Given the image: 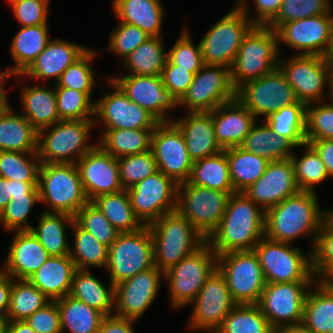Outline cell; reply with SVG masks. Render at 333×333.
<instances>
[{"instance_id": "cell-1", "label": "cell", "mask_w": 333, "mask_h": 333, "mask_svg": "<svg viewBox=\"0 0 333 333\" xmlns=\"http://www.w3.org/2000/svg\"><path fill=\"white\" fill-rule=\"evenodd\" d=\"M316 192L300 191L265 212V237L276 242L291 243L309 236L312 245L323 222L333 210H322Z\"/></svg>"}, {"instance_id": "cell-2", "label": "cell", "mask_w": 333, "mask_h": 333, "mask_svg": "<svg viewBox=\"0 0 333 333\" xmlns=\"http://www.w3.org/2000/svg\"><path fill=\"white\" fill-rule=\"evenodd\" d=\"M265 237V211L243 192L231 194L217 229L207 243L216 255L253 250Z\"/></svg>"}, {"instance_id": "cell-3", "label": "cell", "mask_w": 333, "mask_h": 333, "mask_svg": "<svg viewBox=\"0 0 333 333\" xmlns=\"http://www.w3.org/2000/svg\"><path fill=\"white\" fill-rule=\"evenodd\" d=\"M154 265L163 273L202 247L207 239L177 210L148 225Z\"/></svg>"}, {"instance_id": "cell-4", "label": "cell", "mask_w": 333, "mask_h": 333, "mask_svg": "<svg viewBox=\"0 0 333 333\" xmlns=\"http://www.w3.org/2000/svg\"><path fill=\"white\" fill-rule=\"evenodd\" d=\"M241 1L216 22L199 42L203 63L231 69L245 36L255 26Z\"/></svg>"}, {"instance_id": "cell-5", "label": "cell", "mask_w": 333, "mask_h": 333, "mask_svg": "<svg viewBox=\"0 0 333 333\" xmlns=\"http://www.w3.org/2000/svg\"><path fill=\"white\" fill-rule=\"evenodd\" d=\"M278 34L268 26L255 25L245 36L230 69L235 89L278 68Z\"/></svg>"}, {"instance_id": "cell-6", "label": "cell", "mask_w": 333, "mask_h": 333, "mask_svg": "<svg viewBox=\"0 0 333 333\" xmlns=\"http://www.w3.org/2000/svg\"><path fill=\"white\" fill-rule=\"evenodd\" d=\"M38 189L40 202L49 205V213L73 217L88 202L79 170L73 163H41Z\"/></svg>"}, {"instance_id": "cell-7", "label": "cell", "mask_w": 333, "mask_h": 333, "mask_svg": "<svg viewBox=\"0 0 333 333\" xmlns=\"http://www.w3.org/2000/svg\"><path fill=\"white\" fill-rule=\"evenodd\" d=\"M95 124L94 120H60L39 130L37 153L41 163L76 164L98 144L87 142Z\"/></svg>"}, {"instance_id": "cell-8", "label": "cell", "mask_w": 333, "mask_h": 333, "mask_svg": "<svg viewBox=\"0 0 333 333\" xmlns=\"http://www.w3.org/2000/svg\"><path fill=\"white\" fill-rule=\"evenodd\" d=\"M266 283L316 282L311 252L263 237L254 247Z\"/></svg>"}, {"instance_id": "cell-9", "label": "cell", "mask_w": 333, "mask_h": 333, "mask_svg": "<svg viewBox=\"0 0 333 333\" xmlns=\"http://www.w3.org/2000/svg\"><path fill=\"white\" fill-rule=\"evenodd\" d=\"M217 268V255L206 242L193 254L183 258L164 272L169 285L172 309L190 305L207 278Z\"/></svg>"}, {"instance_id": "cell-10", "label": "cell", "mask_w": 333, "mask_h": 333, "mask_svg": "<svg viewBox=\"0 0 333 333\" xmlns=\"http://www.w3.org/2000/svg\"><path fill=\"white\" fill-rule=\"evenodd\" d=\"M153 266V240L148 225L135 232L119 233L108 247L105 270L114 286Z\"/></svg>"}, {"instance_id": "cell-11", "label": "cell", "mask_w": 333, "mask_h": 333, "mask_svg": "<svg viewBox=\"0 0 333 333\" xmlns=\"http://www.w3.org/2000/svg\"><path fill=\"white\" fill-rule=\"evenodd\" d=\"M233 193L184 182L178 184L177 211L208 239L219 226Z\"/></svg>"}, {"instance_id": "cell-12", "label": "cell", "mask_w": 333, "mask_h": 333, "mask_svg": "<svg viewBox=\"0 0 333 333\" xmlns=\"http://www.w3.org/2000/svg\"><path fill=\"white\" fill-rule=\"evenodd\" d=\"M217 268L237 304H258L266 281L253 250L229 252L217 256Z\"/></svg>"}, {"instance_id": "cell-13", "label": "cell", "mask_w": 333, "mask_h": 333, "mask_svg": "<svg viewBox=\"0 0 333 333\" xmlns=\"http://www.w3.org/2000/svg\"><path fill=\"white\" fill-rule=\"evenodd\" d=\"M279 58L278 67L294 89L299 102L305 105L321 102L325 85L328 86L330 98L331 66L327 57L296 54L286 62Z\"/></svg>"}, {"instance_id": "cell-14", "label": "cell", "mask_w": 333, "mask_h": 333, "mask_svg": "<svg viewBox=\"0 0 333 333\" xmlns=\"http://www.w3.org/2000/svg\"><path fill=\"white\" fill-rule=\"evenodd\" d=\"M236 98L256 117L266 119L283 107L296 104L298 99L285 75L278 68L243 83L236 89Z\"/></svg>"}, {"instance_id": "cell-15", "label": "cell", "mask_w": 333, "mask_h": 333, "mask_svg": "<svg viewBox=\"0 0 333 333\" xmlns=\"http://www.w3.org/2000/svg\"><path fill=\"white\" fill-rule=\"evenodd\" d=\"M235 98L236 89L231 82L230 68L204 64L194 75L179 106H186L189 112H211Z\"/></svg>"}, {"instance_id": "cell-16", "label": "cell", "mask_w": 333, "mask_h": 333, "mask_svg": "<svg viewBox=\"0 0 333 333\" xmlns=\"http://www.w3.org/2000/svg\"><path fill=\"white\" fill-rule=\"evenodd\" d=\"M127 192L135 215L144 225L177 210L178 184L159 170Z\"/></svg>"}, {"instance_id": "cell-17", "label": "cell", "mask_w": 333, "mask_h": 333, "mask_svg": "<svg viewBox=\"0 0 333 333\" xmlns=\"http://www.w3.org/2000/svg\"><path fill=\"white\" fill-rule=\"evenodd\" d=\"M314 284L315 282L266 283L257 305L274 330L302 323L308 290Z\"/></svg>"}, {"instance_id": "cell-18", "label": "cell", "mask_w": 333, "mask_h": 333, "mask_svg": "<svg viewBox=\"0 0 333 333\" xmlns=\"http://www.w3.org/2000/svg\"><path fill=\"white\" fill-rule=\"evenodd\" d=\"M193 304L189 328L208 333L222 325L225 317L237 305L227 287L224 275L216 268L207 278Z\"/></svg>"}, {"instance_id": "cell-19", "label": "cell", "mask_w": 333, "mask_h": 333, "mask_svg": "<svg viewBox=\"0 0 333 333\" xmlns=\"http://www.w3.org/2000/svg\"><path fill=\"white\" fill-rule=\"evenodd\" d=\"M151 150L157 168L177 184L187 182L194 164L184 137L172 122H159L151 136Z\"/></svg>"}, {"instance_id": "cell-20", "label": "cell", "mask_w": 333, "mask_h": 333, "mask_svg": "<svg viewBox=\"0 0 333 333\" xmlns=\"http://www.w3.org/2000/svg\"><path fill=\"white\" fill-rule=\"evenodd\" d=\"M107 79L110 87L115 90L94 102V115L97 117L94 116V121L100 118L104 123V130L155 129L159 121L146 109L133 103L109 77Z\"/></svg>"}, {"instance_id": "cell-21", "label": "cell", "mask_w": 333, "mask_h": 333, "mask_svg": "<svg viewBox=\"0 0 333 333\" xmlns=\"http://www.w3.org/2000/svg\"><path fill=\"white\" fill-rule=\"evenodd\" d=\"M332 10L314 17L289 21L276 32L278 43H285L298 55L326 57L331 43Z\"/></svg>"}, {"instance_id": "cell-22", "label": "cell", "mask_w": 333, "mask_h": 333, "mask_svg": "<svg viewBox=\"0 0 333 333\" xmlns=\"http://www.w3.org/2000/svg\"><path fill=\"white\" fill-rule=\"evenodd\" d=\"M162 275L154 265L115 285L114 315L139 320L157 297Z\"/></svg>"}, {"instance_id": "cell-23", "label": "cell", "mask_w": 333, "mask_h": 333, "mask_svg": "<svg viewBox=\"0 0 333 333\" xmlns=\"http://www.w3.org/2000/svg\"><path fill=\"white\" fill-rule=\"evenodd\" d=\"M110 79L116 83L126 96L142 108L146 109L159 122H169L166 111L179 106L172 93L165 89L161 76L124 75L113 76Z\"/></svg>"}, {"instance_id": "cell-24", "label": "cell", "mask_w": 333, "mask_h": 333, "mask_svg": "<svg viewBox=\"0 0 333 333\" xmlns=\"http://www.w3.org/2000/svg\"><path fill=\"white\" fill-rule=\"evenodd\" d=\"M301 190L295 179L291 158L270 161L263 176L243 193L263 211L278 205Z\"/></svg>"}, {"instance_id": "cell-25", "label": "cell", "mask_w": 333, "mask_h": 333, "mask_svg": "<svg viewBox=\"0 0 333 333\" xmlns=\"http://www.w3.org/2000/svg\"><path fill=\"white\" fill-rule=\"evenodd\" d=\"M76 165L88 201L124 190L117 158L105 152L98 144L80 158Z\"/></svg>"}, {"instance_id": "cell-26", "label": "cell", "mask_w": 333, "mask_h": 333, "mask_svg": "<svg viewBox=\"0 0 333 333\" xmlns=\"http://www.w3.org/2000/svg\"><path fill=\"white\" fill-rule=\"evenodd\" d=\"M212 119L216 141L223 150L240 147L258 120L237 98L215 108Z\"/></svg>"}, {"instance_id": "cell-27", "label": "cell", "mask_w": 333, "mask_h": 333, "mask_svg": "<svg viewBox=\"0 0 333 333\" xmlns=\"http://www.w3.org/2000/svg\"><path fill=\"white\" fill-rule=\"evenodd\" d=\"M49 256L31 231H14L7 259L1 270L13 279H28Z\"/></svg>"}, {"instance_id": "cell-28", "label": "cell", "mask_w": 333, "mask_h": 333, "mask_svg": "<svg viewBox=\"0 0 333 333\" xmlns=\"http://www.w3.org/2000/svg\"><path fill=\"white\" fill-rule=\"evenodd\" d=\"M87 49L63 39L50 40L31 65L22 74L15 76L32 77L44 82L48 78H54L56 83L61 74Z\"/></svg>"}, {"instance_id": "cell-29", "label": "cell", "mask_w": 333, "mask_h": 333, "mask_svg": "<svg viewBox=\"0 0 333 333\" xmlns=\"http://www.w3.org/2000/svg\"><path fill=\"white\" fill-rule=\"evenodd\" d=\"M186 118L172 122L182 133L193 162L222 152L216 141L211 112H189Z\"/></svg>"}, {"instance_id": "cell-30", "label": "cell", "mask_w": 333, "mask_h": 333, "mask_svg": "<svg viewBox=\"0 0 333 333\" xmlns=\"http://www.w3.org/2000/svg\"><path fill=\"white\" fill-rule=\"evenodd\" d=\"M76 270L70 255L49 256L28 280L51 301H55L70 293Z\"/></svg>"}, {"instance_id": "cell-31", "label": "cell", "mask_w": 333, "mask_h": 333, "mask_svg": "<svg viewBox=\"0 0 333 333\" xmlns=\"http://www.w3.org/2000/svg\"><path fill=\"white\" fill-rule=\"evenodd\" d=\"M38 130L9 105L0 109V151L36 153Z\"/></svg>"}, {"instance_id": "cell-32", "label": "cell", "mask_w": 333, "mask_h": 333, "mask_svg": "<svg viewBox=\"0 0 333 333\" xmlns=\"http://www.w3.org/2000/svg\"><path fill=\"white\" fill-rule=\"evenodd\" d=\"M160 0H113L119 22L137 26L150 37H160L165 14Z\"/></svg>"}, {"instance_id": "cell-33", "label": "cell", "mask_w": 333, "mask_h": 333, "mask_svg": "<svg viewBox=\"0 0 333 333\" xmlns=\"http://www.w3.org/2000/svg\"><path fill=\"white\" fill-rule=\"evenodd\" d=\"M20 102L22 115L39 131L60 121L57 111L55 84L46 86H23Z\"/></svg>"}, {"instance_id": "cell-34", "label": "cell", "mask_w": 333, "mask_h": 333, "mask_svg": "<svg viewBox=\"0 0 333 333\" xmlns=\"http://www.w3.org/2000/svg\"><path fill=\"white\" fill-rule=\"evenodd\" d=\"M49 37L47 24L21 27L10 42V53L15 66L7 68L9 74H22L46 48L51 40Z\"/></svg>"}, {"instance_id": "cell-35", "label": "cell", "mask_w": 333, "mask_h": 333, "mask_svg": "<svg viewBox=\"0 0 333 333\" xmlns=\"http://www.w3.org/2000/svg\"><path fill=\"white\" fill-rule=\"evenodd\" d=\"M69 295L95 308L105 316L114 314L115 286L111 282L108 287L105 286L90 273V269L76 270Z\"/></svg>"}, {"instance_id": "cell-36", "label": "cell", "mask_w": 333, "mask_h": 333, "mask_svg": "<svg viewBox=\"0 0 333 333\" xmlns=\"http://www.w3.org/2000/svg\"><path fill=\"white\" fill-rule=\"evenodd\" d=\"M314 285L305 300L302 323L312 333H329L333 330V288L318 280Z\"/></svg>"}, {"instance_id": "cell-37", "label": "cell", "mask_w": 333, "mask_h": 333, "mask_svg": "<svg viewBox=\"0 0 333 333\" xmlns=\"http://www.w3.org/2000/svg\"><path fill=\"white\" fill-rule=\"evenodd\" d=\"M73 216L63 213H41L38 226L30 231L42 244L50 256H65L70 253V244L66 237V224L72 225Z\"/></svg>"}, {"instance_id": "cell-38", "label": "cell", "mask_w": 333, "mask_h": 333, "mask_svg": "<svg viewBox=\"0 0 333 333\" xmlns=\"http://www.w3.org/2000/svg\"><path fill=\"white\" fill-rule=\"evenodd\" d=\"M60 313L62 333H97L105 315L70 296L55 300Z\"/></svg>"}, {"instance_id": "cell-39", "label": "cell", "mask_w": 333, "mask_h": 333, "mask_svg": "<svg viewBox=\"0 0 333 333\" xmlns=\"http://www.w3.org/2000/svg\"><path fill=\"white\" fill-rule=\"evenodd\" d=\"M189 184L224 192H235L233 189L226 152L202 158L194 162Z\"/></svg>"}, {"instance_id": "cell-40", "label": "cell", "mask_w": 333, "mask_h": 333, "mask_svg": "<svg viewBox=\"0 0 333 333\" xmlns=\"http://www.w3.org/2000/svg\"><path fill=\"white\" fill-rule=\"evenodd\" d=\"M240 147L269 161L291 158L295 148L285 137L272 131L265 120L263 125H257L255 122Z\"/></svg>"}, {"instance_id": "cell-41", "label": "cell", "mask_w": 333, "mask_h": 333, "mask_svg": "<svg viewBox=\"0 0 333 333\" xmlns=\"http://www.w3.org/2000/svg\"><path fill=\"white\" fill-rule=\"evenodd\" d=\"M228 158L230 177L235 192H243L259 180L270 161L241 147L224 149Z\"/></svg>"}, {"instance_id": "cell-42", "label": "cell", "mask_w": 333, "mask_h": 333, "mask_svg": "<svg viewBox=\"0 0 333 333\" xmlns=\"http://www.w3.org/2000/svg\"><path fill=\"white\" fill-rule=\"evenodd\" d=\"M154 129L103 130L99 146L115 158L141 154L151 150Z\"/></svg>"}, {"instance_id": "cell-43", "label": "cell", "mask_w": 333, "mask_h": 333, "mask_svg": "<svg viewBox=\"0 0 333 333\" xmlns=\"http://www.w3.org/2000/svg\"><path fill=\"white\" fill-rule=\"evenodd\" d=\"M120 232H135L145 225L135 215L127 190L104 194L91 201Z\"/></svg>"}, {"instance_id": "cell-44", "label": "cell", "mask_w": 333, "mask_h": 333, "mask_svg": "<svg viewBox=\"0 0 333 333\" xmlns=\"http://www.w3.org/2000/svg\"><path fill=\"white\" fill-rule=\"evenodd\" d=\"M162 37H149L123 60L130 75L158 76L166 64L168 52H165Z\"/></svg>"}, {"instance_id": "cell-45", "label": "cell", "mask_w": 333, "mask_h": 333, "mask_svg": "<svg viewBox=\"0 0 333 333\" xmlns=\"http://www.w3.org/2000/svg\"><path fill=\"white\" fill-rule=\"evenodd\" d=\"M51 300L28 279H13L7 321H24Z\"/></svg>"}, {"instance_id": "cell-46", "label": "cell", "mask_w": 333, "mask_h": 333, "mask_svg": "<svg viewBox=\"0 0 333 333\" xmlns=\"http://www.w3.org/2000/svg\"><path fill=\"white\" fill-rule=\"evenodd\" d=\"M306 107L307 105L298 101L279 109L264 120L277 135L285 137L300 148L306 143Z\"/></svg>"}, {"instance_id": "cell-47", "label": "cell", "mask_w": 333, "mask_h": 333, "mask_svg": "<svg viewBox=\"0 0 333 333\" xmlns=\"http://www.w3.org/2000/svg\"><path fill=\"white\" fill-rule=\"evenodd\" d=\"M70 227L74 230V246L70 247L69 255L77 269H88L90 266L105 268L108 261V247L76 221Z\"/></svg>"}, {"instance_id": "cell-48", "label": "cell", "mask_w": 333, "mask_h": 333, "mask_svg": "<svg viewBox=\"0 0 333 333\" xmlns=\"http://www.w3.org/2000/svg\"><path fill=\"white\" fill-rule=\"evenodd\" d=\"M215 333H274L257 304H237Z\"/></svg>"}, {"instance_id": "cell-49", "label": "cell", "mask_w": 333, "mask_h": 333, "mask_svg": "<svg viewBox=\"0 0 333 333\" xmlns=\"http://www.w3.org/2000/svg\"><path fill=\"white\" fill-rule=\"evenodd\" d=\"M38 153L0 151V177L19 182H38Z\"/></svg>"}, {"instance_id": "cell-50", "label": "cell", "mask_w": 333, "mask_h": 333, "mask_svg": "<svg viewBox=\"0 0 333 333\" xmlns=\"http://www.w3.org/2000/svg\"><path fill=\"white\" fill-rule=\"evenodd\" d=\"M310 252L315 278L322 282L333 280V213L321 225Z\"/></svg>"}, {"instance_id": "cell-51", "label": "cell", "mask_w": 333, "mask_h": 333, "mask_svg": "<svg viewBox=\"0 0 333 333\" xmlns=\"http://www.w3.org/2000/svg\"><path fill=\"white\" fill-rule=\"evenodd\" d=\"M302 147L305 148L302 157L299 158L295 154L291 156L296 183L301 191L316 192L315 185L325 181L330 176L316 151L308 143H305Z\"/></svg>"}, {"instance_id": "cell-52", "label": "cell", "mask_w": 333, "mask_h": 333, "mask_svg": "<svg viewBox=\"0 0 333 333\" xmlns=\"http://www.w3.org/2000/svg\"><path fill=\"white\" fill-rule=\"evenodd\" d=\"M55 95L60 120H94L95 103L85 92L55 87Z\"/></svg>"}, {"instance_id": "cell-53", "label": "cell", "mask_w": 333, "mask_h": 333, "mask_svg": "<svg viewBox=\"0 0 333 333\" xmlns=\"http://www.w3.org/2000/svg\"><path fill=\"white\" fill-rule=\"evenodd\" d=\"M96 51L88 48L76 61H74L60 76L55 87H65L85 92L90 98L95 85L94 72L91 62Z\"/></svg>"}, {"instance_id": "cell-54", "label": "cell", "mask_w": 333, "mask_h": 333, "mask_svg": "<svg viewBox=\"0 0 333 333\" xmlns=\"http://www.w3.org/2000/svg\"><path fill=\"white\" fill-rule=\"evenodd\" d=\"M330 0H283L276 17L267 25L277 31L283 24L331 11Z\"/></svg>"}, {"instance_id": "cell-55", "label": "cell", "mask_w": 333, "mask_h": 333, "mask_svg": "<svg viewBox=\"0 0 333 333\" xmlns=\"http://www.w3.org/2000/svg\"><path fill=\"white\" fill-rule=\"evenodd\" d=\"M120 181L124 190L158 171L152 150L117 158Z\"/></svg>"}, {"instance_id": "cell-56", "label": "cell", "mask_w": 333, "mask_h": 333, "mask_svg": "<svg viewBox=\"0 0 333 333\" xmlns=\"http://www.w3.org/2000/svg\"><path fill=\"white\" fill-rule=\"evenodd\" d=\"M75 221L100 243L109 247L120 233L97 206L88 201L75 215Z\"/></svg>"}, {"instance_id": "cell-57", "label": "cell", "mask_w": 333, "mask_h": 333, "mask_svg": "<svg viewBox=\"0 0 333 333\" xmlns=\"http://www.w3.org/2000/svg\"><path fill=\"white\" fill-rule=\"evenodd\" d=\"M329 103L318 102L306 107L305 142L333 139V99Z\"/></svg>"}, {"instance_id": "cell-58", "label": "cell", "mask_w": 333, "mask_h": 333, "mask_svg": "<svg viewBox=\"0 0 333 333\" xmlns=\"http://www.w3.org/2000/svg\"><path fill=\"white\" fill-rule=\"evenodd\" d=\"M40 202V196H11V200L0 213V223L7 231H30L33 225L28 224L33 206ZM32 212V213H31Z\"/></svg>"}, {"instance_id": "cell-59", "label": "cell", "mask_w": 333, "mask_h": 333, "mask_svg": "<svg viewBox=\"0 0 333 333\" xmlns=\"http://www.w3.org/2000/svg\"><path fill=\"white\" fill-rule=\"evenodd\" d=\"M188 30H183L176 43L168 50L167 59L174 65L187 69L194 75L204 65L200 44L195 46Z\"/></svg>"}, {"instance_id": "cell-60", "label": "cell", "mask_w": 333, "mask_h": 333, "mask_svg": "<svg viewBox=\"0 0 333 333\" xmlns=\"http://www.w3.org/2000/svg\"><path fill=\"white\" fill-rule=\"evenodd\" d=\"M149 37L137 26L120 22L114 31L111 32L107 49L125 60L133 50Z\"/></svg>"}, {"instance_id": "cell-61", "label": "cell", "mask_w": 333, "mask_h": 333, "mask_svg": "<svg viewBox=\"0 0 333 333\" xmlns=\"http://www.w3.org/2000/svg\"><path fill=\"white\" fill-rule=\"evenodd\" d=\"M21 27L47 24L49 0H7Z\"/></svg>"}, {"instance_id": "cell-62", "label": "cell", "mask_w": 333, "mask_h": 333, "mask_svg": "<svg viewBox=\"0 0 333 333\" xmlns=\"http://www.w3.org/2000/svg\"><path fill=\"white\" fill-rule=\"evenodd\" d=\"M160 76L165 89H168L179 102L188 91L194 74L187 69L172 64L167 59Z\"/></svg>"}, {"instance_id": "cell-63", "label": "cell", "mask_w": 333, "mask_h": 333, "mask_svg": "<svg viewBox=\"0 0 333 333\" xmlns=\"http://www.w3.org/2000/svg\"><path fill=\"white\" fill-rule=\"evenodd\" d=\"M36 333H62L60 313L56 301L37 310L25 320Z\"/></svg>"}, {"instance_id": "cell-64", "label": "cell", "mask_w": 333, "mask_h": 333, "mask_svg": "<svg viewBox=\"0 0 333 333\" xmlns=\"http://www.w3.org/2000/svg\"><path fill=\"white\" fill-rule=\"evenodd\" d=\"M282 2L283 0H254L256 16L251 18L252 22L255 25L267 26L278 14Z\"/></svg>"}, {"instance_id": "cell-65", "label": "cell", "mask_w": 333, "mask_h": 333, "mask_svg": "<svg viewBox=\"0 0 333 333\" xmlns=\"http://www.w3.org/2000/svg\"><path fill=\"white\" fill-rule=\"evenodd\" d=\"M131 319L118 317L116 315L105 316L97 333H135Z\"/></svg>"}, {"instance_id": "cell-66", "label": "cell", "mask_w": 333, "mask_h": 333, "mask_svg": "<svg viewBox=\"0 0 333 333\" xmlns=\"http://www.w3.org/2000/svg\"><path fill=\"white\" fill-rule=\"evenodd\" d=\"M308 144L316 151L325 164L330 177H333V139L311 140Z\"/></svg>"}, {"instance_id": "cell-67", "label": "cell", "mask_w": 333, "mask_h": 333, "mask_svg": "<svg viewBox=\"0 0 333 333\" xmlns=\"http://www.w3.org/2000/svg\"><path fill=\"white\" fill-rule=\"evenodd\" d=\"M11 288L12 277L0 269V319H6Z\"/></svg>"}, {"instance_id": "cell-68", "label": "cell", "mask_w": 333, "mask_h": 333, "mask_svg": "<svg viewBox=\"0 0 333 333\" xmlns=\"http://www.w3.org/2000/svg\"><path fill=\"white\" fill-rule=\"evenodd\" d=\"M11 196H39L38 182L10 180Z\"/></svg>"}, {"instance_id": "cell-69", "label": "cell", "mask_w": 333, "mask_h": 333, "mask_svg": "<svg viewBox=\"0 0 333 333\" xmlns=\"http://www.w3.org/2000/svg\"><path fill=\"white\" fill-rule=\"evenodd\" d=\"M11 200L10 180L0 177V213Z\"/></svg>"}, {"instance_id": "cell-70", "label": "cell", "mask_w": 333, "mask_h": 333, "mask_svg": "<svg viewBox=\"0 0 333 333\" xmlns=\"http://www.w3.org/2000/svg\"><path fill=\"white\" fill-rule=\"evenodd\" d=\"M7 333H36V332L24 320V321H7Z\"/></svg>"}, {"instance_id": "cell-71", "label": "cell", "mask_w": 333, "mask_h": 333, "mask_svg": "<svg viewBox=\"0 0 333 333\" xmlns=\"http://www.w3.org/2000/svg\"><path fill=\"white\" fill-rule=\"evenodd\" d=\"M274 333H312L303 323L285 325L276 330Z\"/></svg>"}, {"instance_id": "cell-72", "label": "cell", "mask_w": 333, "mask_h": 333, "mask_svg": "<svg viewBox=\"0 0 333 333\" xmlns=\"http://www.w3.org/2000/svg\"><path fill=\"white\" fill-rule=\"evenodd\" d=\"M8 77H12L9 72L6 70V71H0V96H7L6 92H5V80L8 78Z\"/></svg>"}, {"instance_id": "cell-73", "label": "cell", "mask_w": 333, "mask_h": 333, "mask_svg": "<svg viewBox=\"0 0 333 333\" xmlns=\"http://www.w3.org/2000/svg\"><path fill=\"white\" fill-rule=\"evenodd\" d=\"M329 60H333V16H332V31H331V43L326 56Z\"/></svg>"}, {"instance_id": "cell-74", "label": "cell", "mask_w": 333, "mask_h": 333, "mask_svg": "<svg viewBox=\"0 0 333 333\" xmlns=\"http://www.w3.org/2000/svg\"><path fill=\"white\" fill-rule=\"evenodd\" d=\"M330 66H331V79H330V98L333 99V60H330Z\"/></svg>"}, {"instance_id": "cell-75", "label": "cell", "mask_w": 333, "mask_h": 333, "mask_svg": "<svg viewBox=\"0 0 333 333\" xmlns=\"http://www.w3.org/2000/svg\"><path fill=\"white\" fill-rule=\"evenodd\" d=\"M0 333H7V320L0 319Z\"/></svg>"}, {"instance_id": "cell-76", "label": "cell", "mask_w": 333, "mask_h": 333, "mask_svg": "<svg viewBox=\"0 0 333 333\" xmlns=\"http://www.w3.org/2000/svg\"><path fill=\"white\" fill-rule=\"evenodd\" d=\"M7 98L8 96H0V109L4 106V104H7L9 102Z\"/></svg>"}, {"instance_id": "cell-77", "label": "cell", "mask_w": 333, "mask_h": 333, "mask_svg": "<svg viewBox=\"0 0 333 333\" xmlns=\"http://www.w3.org/2000/svg\"><path fill=\"white\" fill-rule=\"evenodd\" d=\"M333 288V280L327 282Z\"/></svg>"}, {"instance_id": "cell-78", "label": "cell", "mask_w": 333, "mask_h": 333, "mask_svg": "<svg viewBox=\"0 0 333 333\" xmlns=\"http://www.w3.org/2000/svg\"><path fill=\"white\" fill-rule=\"evenodd\" d=\"M242 0H236V5L239 4Z\"/></svg>"}]
</instances>
